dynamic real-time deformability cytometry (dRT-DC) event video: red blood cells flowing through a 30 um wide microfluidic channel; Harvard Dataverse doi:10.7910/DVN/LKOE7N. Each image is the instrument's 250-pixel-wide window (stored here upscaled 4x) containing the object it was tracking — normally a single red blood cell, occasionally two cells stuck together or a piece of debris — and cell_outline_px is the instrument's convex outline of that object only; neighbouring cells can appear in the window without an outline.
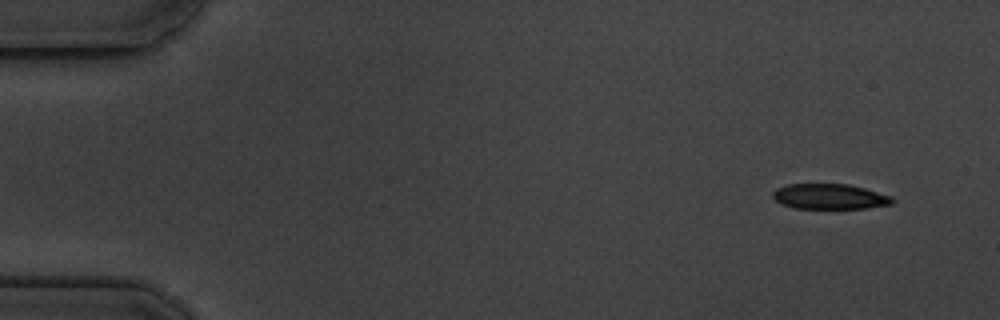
{"species": "common noctule bat (a hibernating species)", "species_latin": "Nyctalus noctula", "temperature_condition": "cold", "stored_images_in_passage": 7, "camera_frame_rate_fps": 3000, "um_per_image_px": 0.085, "animal": {"sex": "male", "body_mass_g": 19.5, "forearm_length_mm": 54.6}, "frame": {"image": 1, "passage_image": 1, "time_ms": 0.0, "image_size_px": [1000, 320], "cell_outline_px": [[896, 200], [892, 204], [868, 208], [796, 208], [780, 204], [772, 196], [772, 192], [776, 188], [788, 184], [848, 184], [864, 188], [892, 196]], "centroid_in_image_um": [70.53, 16.7], "position_along_channel_um": 14.5, "area_um2": 17.69}}
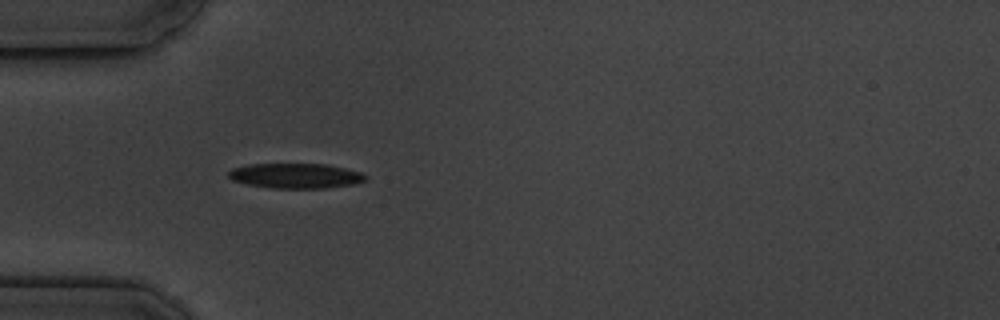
{"frame": {"image": 2, "passage_image": 5, "time_ms": 4.333, "image_size_px": [1000, 320], "cell_outline_px": [[368, 180], [352, 184], [324, 188], [272, 188], [248, 184], [232, 180], [228, 176], [228, 172], [232, 168], [248, 164], [328, 164], [360, 172], [368, 176]], "centroid_in_image_um": [25.13, 14.94], "position_along_channel_um": 59.9, "area_um2": 19.94}}
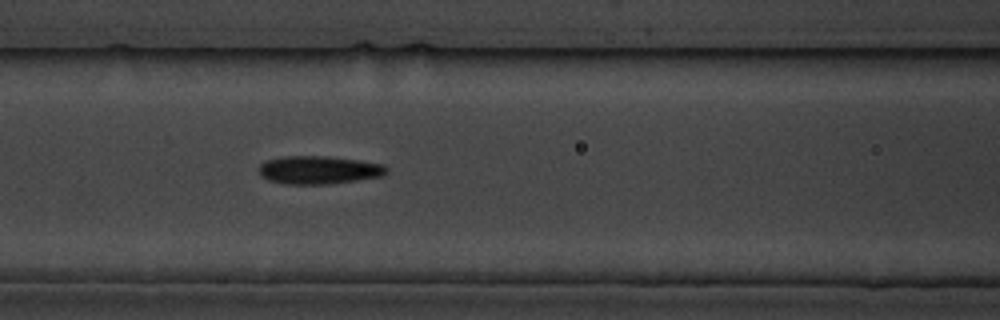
{"frame": {"image": 3, "passage_image": 7, "time_ms": 6.667, "image_size_px": [1000, 320], "cell_outline_px": [[388, 172], [384, 176], [328, 184], [284, 184], [268, 180], [260, 176], [260, 164], [264, 160], [284, 156], [328, 156], [360, 160], [384, 164], [388, 168]], "centroid_in_image_um": [27.11, 14.44], "position_along_channel_um": 139.5, "area_um2": 21.15}}